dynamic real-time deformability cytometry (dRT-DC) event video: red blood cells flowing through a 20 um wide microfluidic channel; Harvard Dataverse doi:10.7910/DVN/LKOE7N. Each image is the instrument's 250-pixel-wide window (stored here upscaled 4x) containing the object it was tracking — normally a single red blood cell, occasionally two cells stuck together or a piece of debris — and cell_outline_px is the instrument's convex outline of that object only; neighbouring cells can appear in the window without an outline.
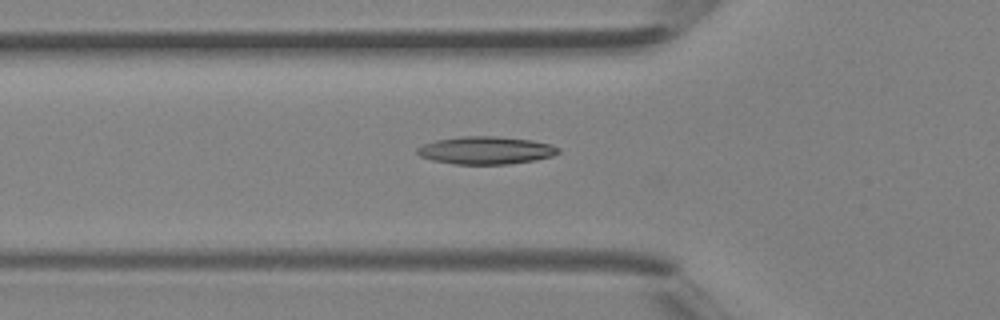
{"species": "Egyptian fruit bat (a non-hibernating species)", "species_latin": "Rousettus aegyptiacus", "temperature_condition": "room temperature", "stored_images_in_passage": 38, "camera_frame_rate_fps": 3000, "um_per_image_px": 0.085, "animal": {"sex": "female"}, "frame": {"image": 1, "passage_image": 14, "time_ms": 4.333, "image_size_px": [1000, 320], "cell_outline_px": [[560, 152], [552, 156], [536, 160], [508, 164], [452, 164], [432, 160], [420, 156], [416, 152], [416, 148], [424, 144], [436, 140], [460, 136], [496, 136], [532, 140], [552, 144], [560, 148]], "centroid_in_image_um": [41.31, 12.77], "position_along_channel_um": 84.5, "area_um2": 22.95}}
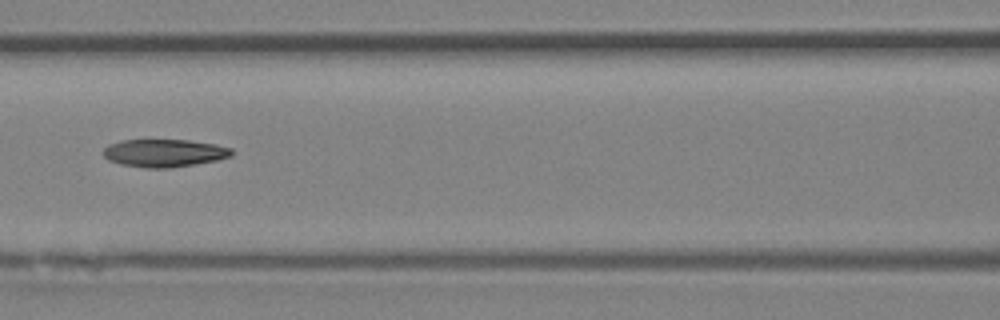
{"frame": {"image": 2, "passage_image": 18, "time_ms": 5.667, "image_size_px": [1000, 320], "cell_outline_px": [[236, 152], [232, 156], [216, 160], [168, 168], [144, 168], [120, 164], [108, 160], [104, 156], [104, 148], [108, 144], [120, 140], [188, 140], [216, 144], [232, 148]], "centroid_in_image_um": [13.97, 13.0], "position_along_channel_um": 152.6, "area_um2": 20.87}}
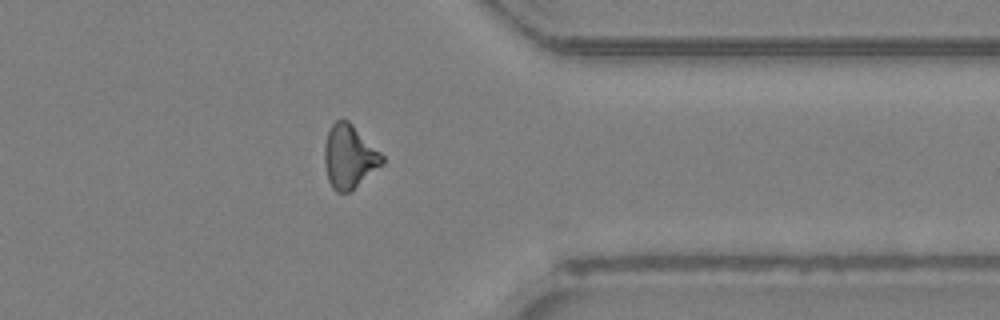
{"frame": {"image": 3, "passage_image": 32, "time_ms": 10.333, "image_size_px": [1000, 320], "cell_outline_px": [[384, 164], [348, 192], [336, 192], [332, 188], [328, 180], [324, 164], [324, 144], [328, 132], [332, 124], [336, 120], [348, 120], [384, 156]], "centroid_in_image_um": [29.67, 13.32], "position_along_channel_um": 381.7, "area_um2": 21.21}}